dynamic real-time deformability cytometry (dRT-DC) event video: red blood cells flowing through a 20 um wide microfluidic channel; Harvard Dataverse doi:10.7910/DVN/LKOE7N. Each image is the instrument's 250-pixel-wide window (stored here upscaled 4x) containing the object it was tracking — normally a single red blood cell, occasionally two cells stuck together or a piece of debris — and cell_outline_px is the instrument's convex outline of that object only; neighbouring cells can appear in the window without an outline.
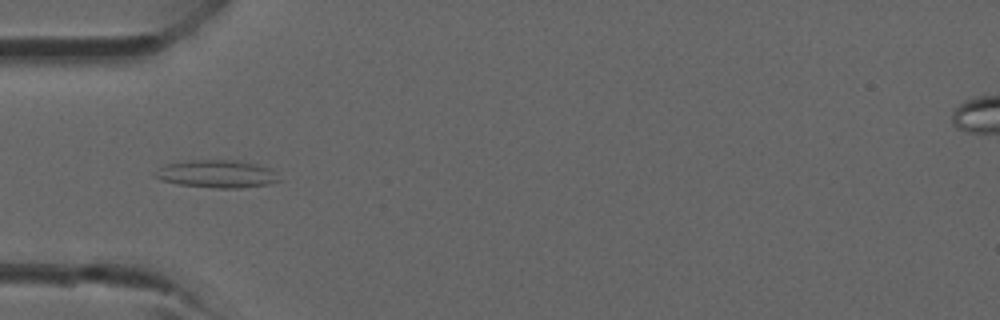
{"species": "common noctule bat (a hibernating species)", "species_latin": "Nyctalus noctula", "temperature_condition": "room temperature", "stored_images_in_passage": 39, "camera_frame_rate_fps": 3000, "um_per_image_px": 0.085, "animal": {"sex": "male", "forearm_length_mm": 52.5}, "frame": {"image": 1, "passage_image": 12, "time_ms": 3.667, "image_size_px": [1000, 320], "cell_outline_px": [[280, 180], [268, 184], [240, 188], [216, 188], [180, 184], [160, 180], [152, 176], [152, 172], [168, 164], [192, 160], [240, 160], [256, 164], [268, 168], [276, 172]], "centroid_in_image_um": [18.42, 14.78], "position_along_channel_um": 66.6, "area_um2": 19.94}}
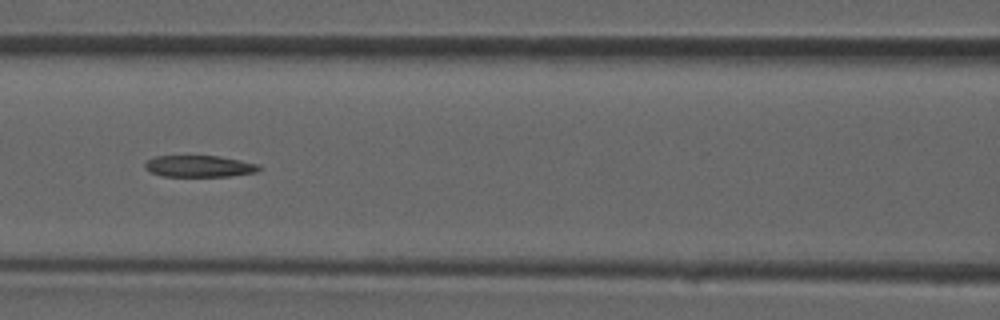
{"frame": {"image": 2, "passage_image": 17, "time_ms": 5.333, "image_size_px": [1000, 320], "cell_outline_px": [[260, 168], [256, 172], [228, 176], [164, 176], [152, 172], [144, 168], [144, 164], [148, 160], [156, 156], [216, 156], [240, 160], [260, 164]], "centroid_in_image_um": [16.94, 14.13], "position_along_channel_um": 149.7, "area_um2": 14.16}}
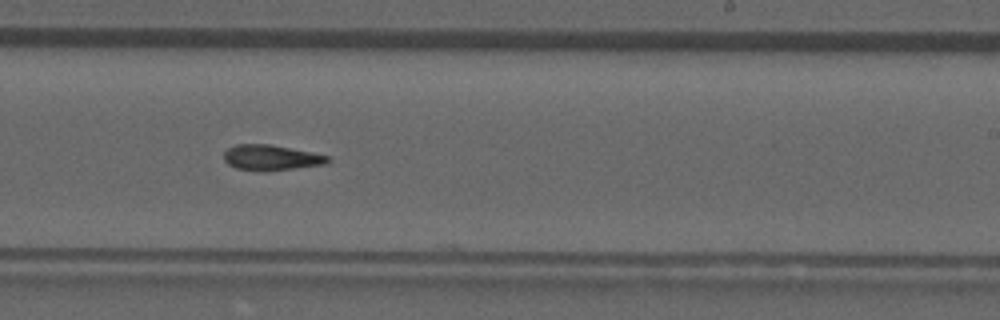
{"frame": {"image": 3, "passage_image": 24, "time_ms": 7.667, "image_size_px": [1000, 320], "cell_outline_px": [[332, 160], [324, 164], [264, 172], [236, 168], [228, 164], [224, 160], [224, 152], [228, 148], [236, 144], [268, 144], [312, 152], [328, 156]], "centroid_in_image_um": [23.02, 13.4], "position_along_channel_um": 266.0, "area_um2": 15.37}}